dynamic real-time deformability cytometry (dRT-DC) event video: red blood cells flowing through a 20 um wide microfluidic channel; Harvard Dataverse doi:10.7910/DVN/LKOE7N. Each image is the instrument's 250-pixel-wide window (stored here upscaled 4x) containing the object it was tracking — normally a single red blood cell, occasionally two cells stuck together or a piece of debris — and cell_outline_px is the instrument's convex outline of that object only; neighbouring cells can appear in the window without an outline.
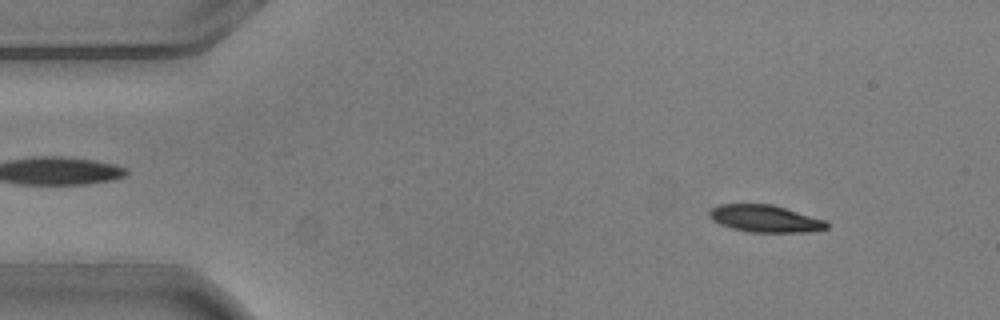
{"species": "common noctule bat (a hibernating species)", "species_latin": "Nyctalus noctula", "temperature_condition": "warm", "stored_images_in_passage": 5, "camera_frame_rate_fps": 3000, "um_per_image_px": 0.085, "animal": {"sex": "male", "body_mass_g": 20.5, "forearm_length_mm": 52.5}, "frame": {"image": 1, "passage_image": 2, "time_ms": 0.333, "image_size_px": [1000, 320], "cell_outline_px": [[828, 228], [812, 232], [748, 232], [732, 228], [720, 224], [712, 220], [708, 216], [708, 212], [712, 208], [720, 204], [772, 204], [824, 220], [828, 224]], "centroid_in_image_um": [65.01, 18.59], "position_along_channel_um": 20.0, "area_um2": 18.5}}